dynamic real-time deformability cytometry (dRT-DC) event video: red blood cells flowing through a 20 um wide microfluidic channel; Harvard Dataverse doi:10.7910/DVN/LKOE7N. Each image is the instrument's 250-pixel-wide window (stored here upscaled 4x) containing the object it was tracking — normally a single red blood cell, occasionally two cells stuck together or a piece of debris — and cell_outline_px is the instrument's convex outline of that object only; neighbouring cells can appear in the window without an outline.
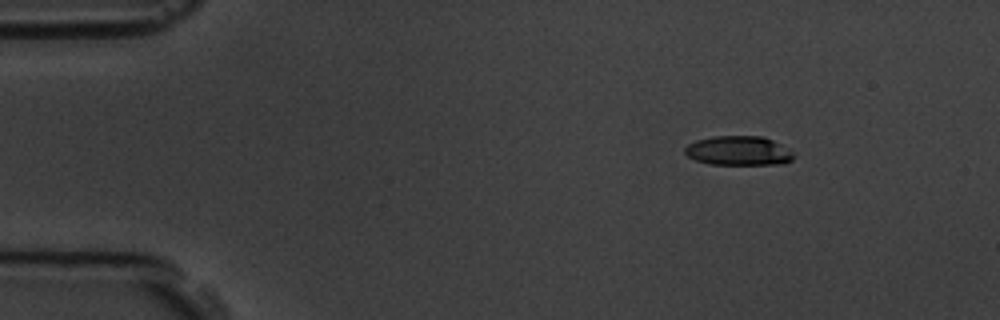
{"species": "common noctule bat (a hibernating species)", "species_latin": "Nyctalus noctula", "temperature_condition": "room temperature", "stored_images_in_passage": 4, "segment_of_instrument_passage": [1, 2], "camera_frame_rate_fps": 3000, "um_per_image_px": 0.085, "animal": {"sex": "male", "body_mass_g": 19.5, "forearm_length_mm": 54.6}, "frame": {"image": 1, "passage_image": 1, "time_ms": 0.0, "image_size_px": [1000, 320], "cell_outline_px": [[796, 156], [792, 160], [784, 164], [708, 164], [696, 160], [688, 156], [684, 152], [684, 148], [688, 144], [696, 140], [712, 136], [764, 136], [780, 144], [792, 152]], "centroid_in_image_um": [62.78, 12.81], "position_along_channel_um": 22.2, "area_um2": 18.67}}